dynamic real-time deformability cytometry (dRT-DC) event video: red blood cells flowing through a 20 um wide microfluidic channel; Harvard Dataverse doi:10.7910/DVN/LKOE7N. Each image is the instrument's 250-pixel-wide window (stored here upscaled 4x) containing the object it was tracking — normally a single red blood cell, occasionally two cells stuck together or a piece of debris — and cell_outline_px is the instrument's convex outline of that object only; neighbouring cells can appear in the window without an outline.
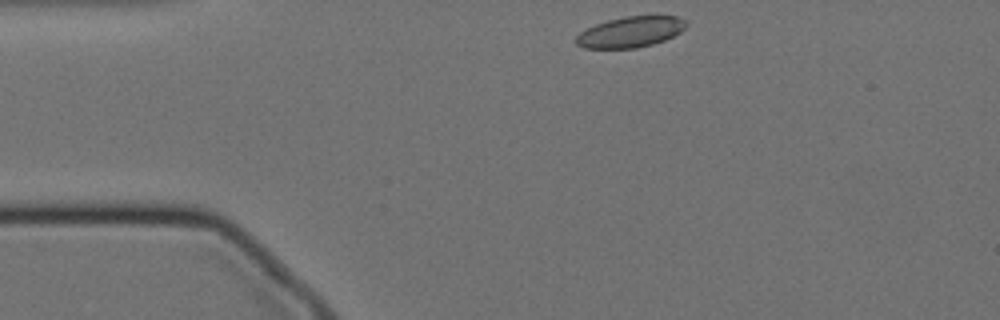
{"species": "Egyptian fruit bat (a non-hibernating species)", "species_latin": "Rousettus aegyptiacus", "temperature_condition": "cold", "stored_images_in_passage": 36, "camera_frame_rate_fps": 3000, "um_per_image_px": 0.085, "animal": {"sex": "female"}, "frame": {"image": 1, "passage_image": 1, "time_ms": 0.0, "image_size_px": [1000, 320], "cell_outline_px": [[688, 24], [680, 32], [664, 40], [652, 44], [636, 48], [584, 48], [576, 44], [576, 36], [580, 32], [596, 24], [608, 20], [624, 16], [656, 12], [676, 16], [684, 20]], "centroid_in_image_um": [53.65, 2.66], "position_along_channel_um": 31.4, "area_um2": 20.29}}
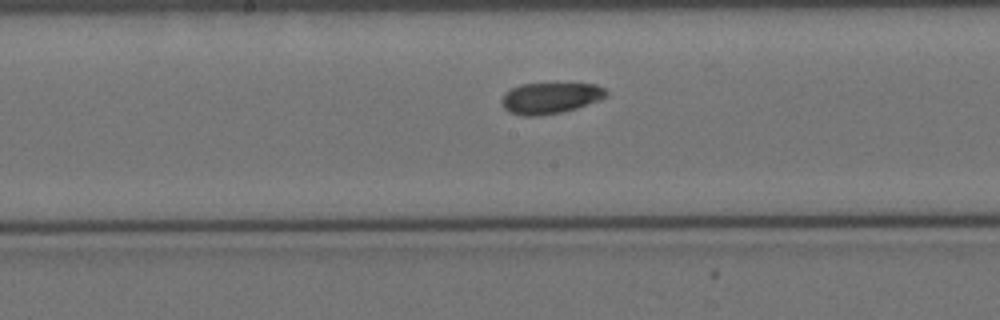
{"frame": {"image": 2, "passage_image": 19, "time_ms": 6.0, "image_size_px": [1000, 320], "cell_outline_px": [[608, 96], [600, 100], [576, 108], [560, 112], [536, 116], [524, 116], [508, 112], [504, 108], [500, 100], [504, 92], [520, 84], [596, 84], [604, 88], [608, 92]], "centroid_in_image_um": [46.75, 8.33], "position_along_channel_um": 201.4, "area_um2": 18.96}}
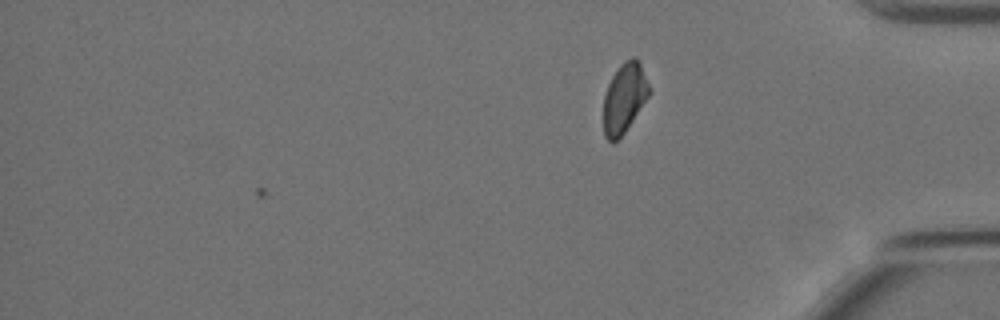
{"frame": {"image": 3, "passage_image": 36, "time_ms": 11.667, "image_size_px": [1000, 320], "cell_outline_px": [[652, 92], [624, 132], [612, 144], [604, 136], [604, 96], [608, 84], [616, 68], [620, 64], [632, 56], [636, 56], [640, 64]], "centroid_in_image_um": [53.07, 8.3], "position_along_channel_um": 382.1, "area_um2": 18.5}, "authors_computed_cell_mechanics": {"area_um2": 19.652, "velocity_mm_per_s": 3.4741, "shape_relaxation_time_tau1_ms": null, "shape_relaxation_time_tau2_ms": 3.6431, "deformation_change_tau1": null, "deformation_change_tau2": 0.0709}}